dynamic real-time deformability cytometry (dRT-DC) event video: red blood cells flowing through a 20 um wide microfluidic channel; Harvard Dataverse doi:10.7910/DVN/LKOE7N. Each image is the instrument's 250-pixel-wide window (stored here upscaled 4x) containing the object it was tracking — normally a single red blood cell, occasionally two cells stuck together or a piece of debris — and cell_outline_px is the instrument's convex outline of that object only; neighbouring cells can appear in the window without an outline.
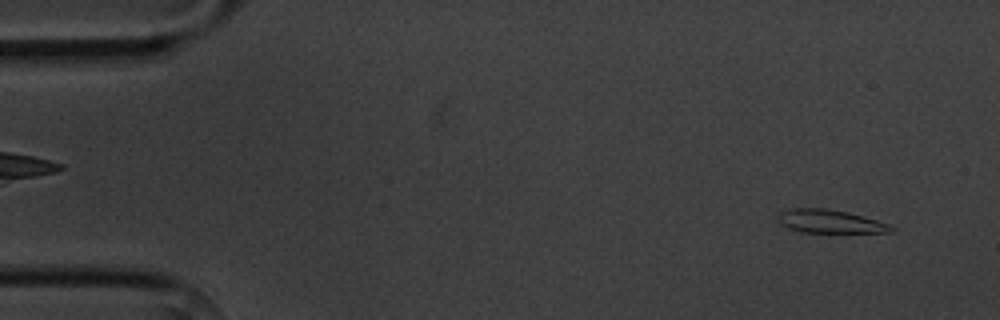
{"species": "common noctule bat (a hibernating species)", "species_latin": "Nyctalus noctula", "temperature_condition": "cold", "stored_images_in_passage": 4, "camera_frame_rate_fps": 3000, "um_per_image_px": 0.085, "animal": {"sex": "male", "body_mass_g": 20.1, "forearm_length_mm": 53.5}, "frame": {"image": 1, "passage_image": 1, "time_ms": 0.0, "image_size_px": [1000, 320], "cell_outline_px": [[896, 232], [800, 232], [788, 228], [780, 224], [780, 212], [792, 208], [824, 208], [848, 212], [876, 220], [888, 224], [896, 228]], "centroid_in_image_um": [70.57, 18.82], "position_along_channel_um": 14.4, "area_um2": 15.2}}